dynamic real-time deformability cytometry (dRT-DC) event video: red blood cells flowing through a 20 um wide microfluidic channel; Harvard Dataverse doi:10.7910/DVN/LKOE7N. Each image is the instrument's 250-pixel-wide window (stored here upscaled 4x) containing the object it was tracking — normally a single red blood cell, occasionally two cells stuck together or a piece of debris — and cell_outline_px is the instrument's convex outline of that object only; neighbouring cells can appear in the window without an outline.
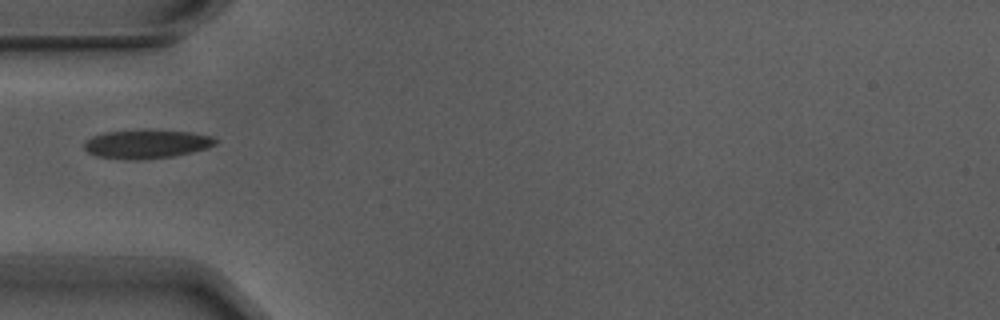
{"species": "Egyptian fruit bat (a non-hibernating species)", "species_latin": "Rousettus aegyptiacus", "temperature_condition": "warm", "stored_images_in_passage": 1, "camera_frame_rate_fps": 3000, "um_per_image_px": 0.085, "animal": {"sex": "male"}, "frame": {"image": 1, "passage_image": 1, "time_ms": 0.0, "image_size_px": [1000, 320], "cell_outline_px": [[216, 144], [208, 148], [192, 152], [172, 156], [140, 160], [124, 160], [96, 156], [88, 152], [84, 148], [84, 140], [92, 136], [104, 132], [188, 132], [212, 136], [216, 140]], "centroid_in_image_um": [12.41, 12.29], "position_along_channel_um": 72.6, "area_um2": 21.33}}